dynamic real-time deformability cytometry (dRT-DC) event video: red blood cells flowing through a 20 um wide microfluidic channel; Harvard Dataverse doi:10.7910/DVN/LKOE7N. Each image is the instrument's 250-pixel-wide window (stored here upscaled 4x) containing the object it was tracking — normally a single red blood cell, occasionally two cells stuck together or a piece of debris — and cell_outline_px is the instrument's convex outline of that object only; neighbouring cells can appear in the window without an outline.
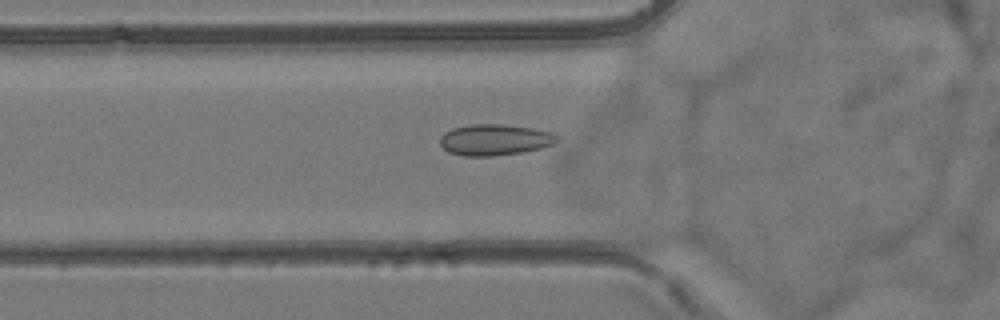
{"species": "common noctule bat (a hibernating species)", "species_latin": "Nyctalus noctula", "temperature_condition": "room temperature", "stored_images_in_passage": 49, "camera_frame_rate_fps": 3000, "um_per_image_px": 0.085, "animal": {"sex": "female", "body_mass_g": 24.6, "forearm_length_mm": 56.2}, "frame": {"image": 1, "passage_image": 20, "time_ms": 6.333, "image_size_px": [1000, 320], "cell_outline_px": [[560, 140], [552, 144], [540, 148], [520, 152], [492, 156], [464, 156], [448, 152], [440, 144], [440, 136], [444, 132], [452, 128], [472, 124], [504, 124], [532, 128], [552, 132], [560, 136]], "centroid_in_image_um": [42.05, 11.87], "position_along_channel_um": 83.7, "area_um2": 21.33}}
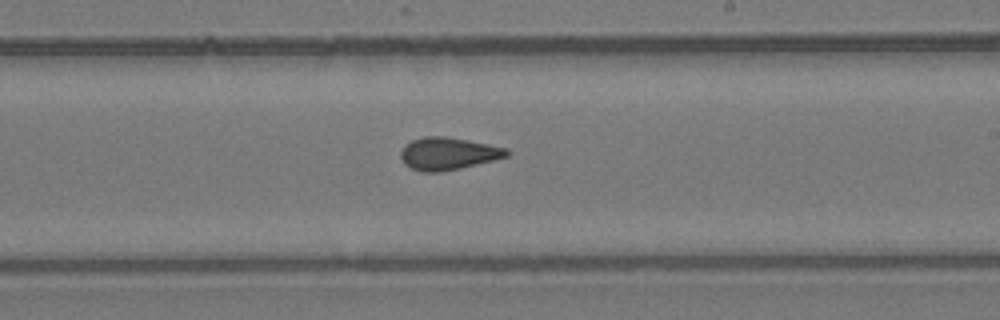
{"frame": {"image": 2, "passage_image": 33, "time_ms": 10.667, "image_size_px": [1000, 320], "cell_outline_px": [[512, 152], [508, 156], [460, 168], [440, 172], [424, 172], [412, 168], [404, 164], [400, 156], [400, 152], [404, 144], [412, 140], [424, 136], [444, 136], [468, 140], [508, 148]], "centroid_in_image_um": [38.08, 13.04], "position_along_channel_um": 250.9, "area_um2": 20.06}}
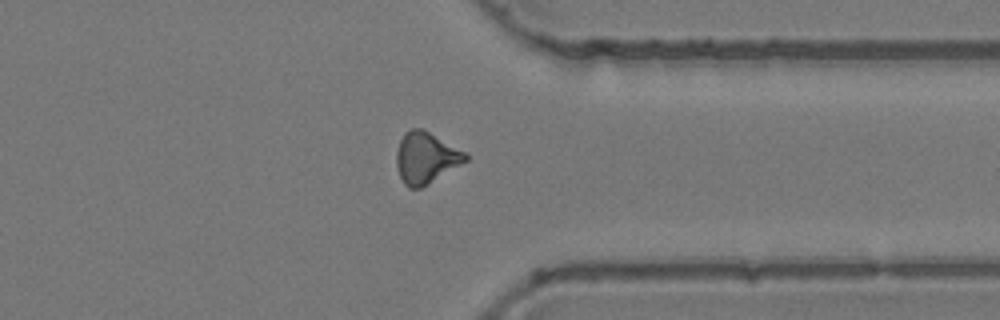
{"frame": {"image": 3, "passage_image": 43, "time_ms": 14.0, "image_size_px": [1000, 320], "cell_outline_px": [[468, 160], [420, 188], [408, 188], [404, 184], [400, 176], [396, 164], [396, 152], [400, 140], [404, 132], [412, 128], [424, 128], [468, 152]], "centroid_in_image_um": [36.21, 13.37], "position_along_channel_um": 375.2, "area_um2": 20.87}, "authors_computed_cell_mechanics": {"area_um2": 20.0566, "velocity_mm_per_s": 3.847, "shape_relaxation_time_tau1_ms": null, "shape_relaxation_time_tau2_ms": 1.2179, "deformation_change_tau1": null, "deformation_change_tau2": 0.0541}}